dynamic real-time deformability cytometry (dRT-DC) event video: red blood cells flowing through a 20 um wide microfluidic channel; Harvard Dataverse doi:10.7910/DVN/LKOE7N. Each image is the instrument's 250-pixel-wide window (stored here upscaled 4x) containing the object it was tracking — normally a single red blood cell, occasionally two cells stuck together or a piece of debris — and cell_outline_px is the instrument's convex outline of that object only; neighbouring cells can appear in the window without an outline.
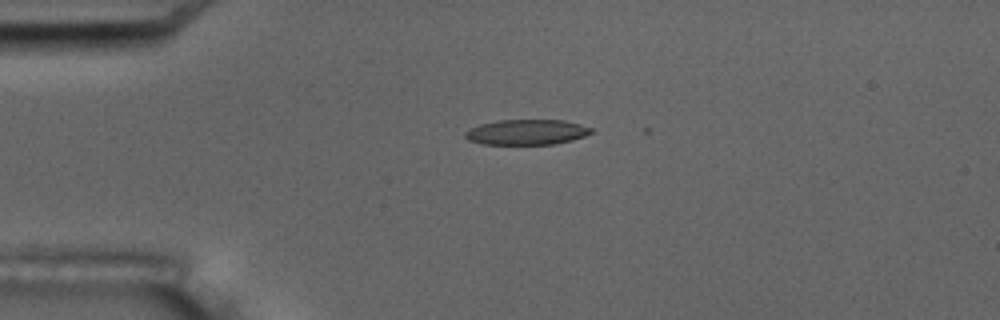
{"species": "common noctule bat (a hibernating species)", "species_latin": "Nyctalus noctula", "temperature_condition": "room temperature", "stored_images_in_passage": 5, "camera_frame_rate_fps": 3000, "um_per_image_px": 0.085, "animal": {"sex": "male", "body_mass_g": 17.5, "forearm_length_mm": 52.3}, "frame": {"image": 1, "passage_image": 4, "time_ms": 3.667, "image_size_px": [1000, 320], "cell_outline_px": [[592, 132], [584, 136], [572, 140], [556, 144], [484, 144], [468, 140], [464, 136], [464, 132], [468, 128], [480, 124], [496, 120], [564, 120], [580, 124], [592, 128]], "centroid_in_image_um": [44.74, 11.22], "position_along_channel_um": 40.3, "area_um2": 18.67}}